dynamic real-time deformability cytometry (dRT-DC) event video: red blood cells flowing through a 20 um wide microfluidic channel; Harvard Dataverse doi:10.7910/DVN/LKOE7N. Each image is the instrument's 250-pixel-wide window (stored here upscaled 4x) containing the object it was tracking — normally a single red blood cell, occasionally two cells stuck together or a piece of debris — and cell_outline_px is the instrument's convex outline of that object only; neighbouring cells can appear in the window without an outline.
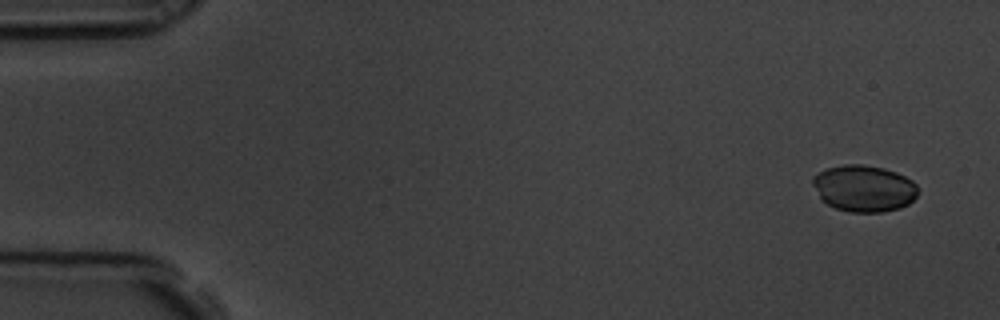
{"species": "common noctule bat (a hibernating species)", "species_latin": "Nyctalus noctula", "temperature_condition": "room temperature", "stored_images_in_passage": 6, "segment_of_instrument_passage": [2, 2], "camera_frame_rate_fps": 3000, "um_per_image_px": 0.085, "animal": {"sex": "male", "body_mass_g": 19.5, "forearm_length_mm": 54.6}, "frame": {"image": 1, "passage_image": 6, "time_ms": 1.667, "image_size_px": [1000, 320], "cell_outline_px": [[916, 196], [908, 204], [900, 208], [884, 212], [852, 212], [836, 208], [820, 200], [812, 184], [812, 176], [828, 168], [844, 164], [864, 164], [884, 168], [896, 172], [912, 180], [916, 184]], "centroid_in_image_um": [73.41, 16.01], "position_along_channel_um": 11.6, "area_um2": 28.61}}